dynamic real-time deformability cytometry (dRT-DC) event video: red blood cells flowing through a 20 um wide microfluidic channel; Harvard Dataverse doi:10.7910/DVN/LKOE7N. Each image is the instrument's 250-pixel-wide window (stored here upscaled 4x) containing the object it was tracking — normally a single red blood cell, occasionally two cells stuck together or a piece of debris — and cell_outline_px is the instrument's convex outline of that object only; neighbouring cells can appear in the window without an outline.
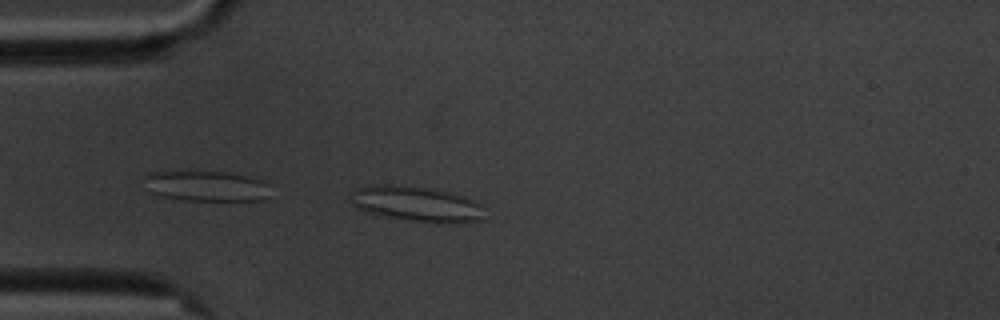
{"species": "common noctule bat (a hibernating species)", "species_latin": "Nyctalus noctula", "temperature_condition": "cold", "stored_images_in_passage": 5, "camera_frame_rate_fps": 3000, "um_per_image_px": 0.085, "animal": {"sex": "male", "body_mass_g": 20.1, "forearm_length_mm": 53.5}, "frame": {"image": 1, "passage_image": 5, "time_ms": 4.667, "image_size_px": [1000, 320], "cell_outline_px": [[484, 220], [400, 220], [376, 216], [364, 212], [356, 208], [352, 204], [352, 188], [368, 184], [408, 184], [432, 188], [464, 196], [476, 200], [480, 204]], "centroid_in_image_um": [35.23, 17.26], "position_along_channel_um": 49.8, "area_um2": 27.51}}